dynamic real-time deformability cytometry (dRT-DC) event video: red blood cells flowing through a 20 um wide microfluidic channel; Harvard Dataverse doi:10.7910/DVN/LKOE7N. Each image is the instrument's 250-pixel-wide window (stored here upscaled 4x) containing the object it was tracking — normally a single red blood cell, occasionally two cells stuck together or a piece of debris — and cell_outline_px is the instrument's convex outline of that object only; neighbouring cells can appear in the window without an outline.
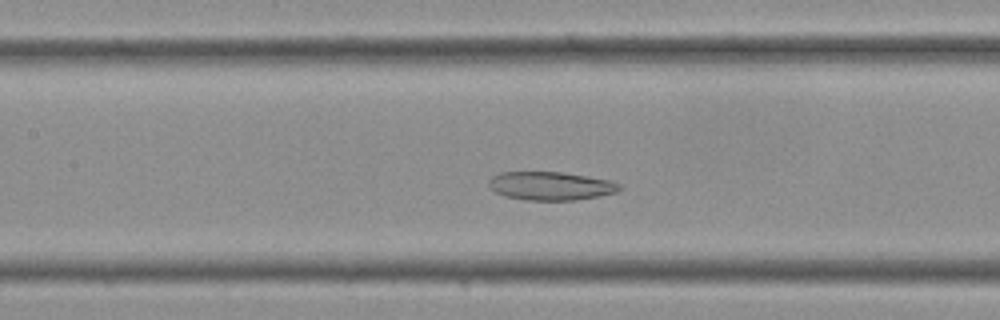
{"species": "Egyptian fruit bat (a non-hibernating species)", "species_latin": "Rousettus aegyptiacus", "temperature_condition": "cold", "stored_images_in_passage": 33, "camera_frame_rate_fps": 3000, "um_per_image_px": 0.085, "frame": {"image": 1, "passage_image": 13, "time_ms": 4.0, "image_size_px": [1000, 320], "cell_outline_px": [[624, 188], [616, 192], [576, 200], [524, 200], [504, 196], [496, 192], [488, 184], [488, 180], [492, 176], [500, 172], [564, 172], [588, 176], [608, 180], [620, 184]], "centroid_in_image_um": [46.8, 15.8], "position_along_channel_um": 160.6, "area_um2": 21.68}}
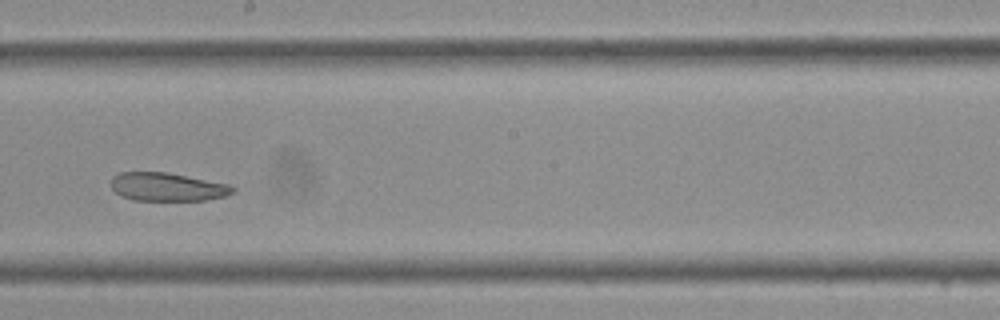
{"frame": {"image": 2, "passage_image": 17, "time_ms": 5.333, "image_size_px": [1000, 320], "cell_outline_px": [[236, 192], [224, 196], [204, 200], [132, 200], [120, 196], [112, 188], [112, 176], [120, 172], [168, 172], [228, 184], [236, 188]], "centroid_in_image_um": [14.22, 15.88], "position_along_channel_um": 234.0, "area_um2": 20.11}}
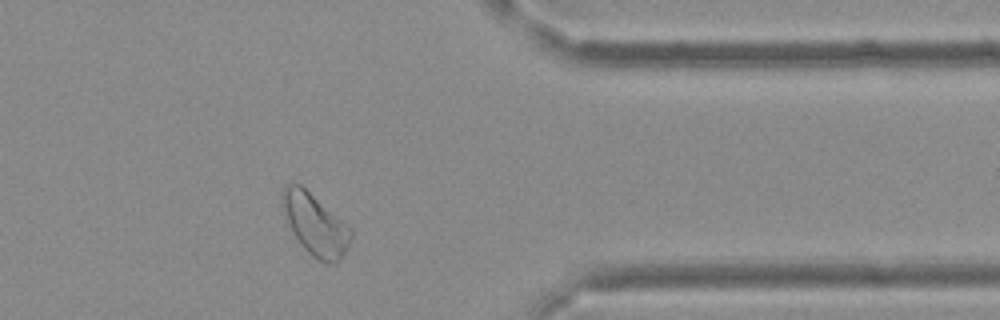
{"frame": {"image": 3, "passage_image": 26, "time_ms": 8.333, "image_size_px": [1000, 320], "cell_outline_px": [[352, 240], [340, 260], [336, 264], [332, 264], [320, 260], [312, 256], [300, 244], [284, 212], [280, 200], [284, 184], [300, 184], [352, 228]], "centroid_in_image_um": [26.82, 19.08], "position_along_channel_um": 384.6, "area_um2": 24.28}}